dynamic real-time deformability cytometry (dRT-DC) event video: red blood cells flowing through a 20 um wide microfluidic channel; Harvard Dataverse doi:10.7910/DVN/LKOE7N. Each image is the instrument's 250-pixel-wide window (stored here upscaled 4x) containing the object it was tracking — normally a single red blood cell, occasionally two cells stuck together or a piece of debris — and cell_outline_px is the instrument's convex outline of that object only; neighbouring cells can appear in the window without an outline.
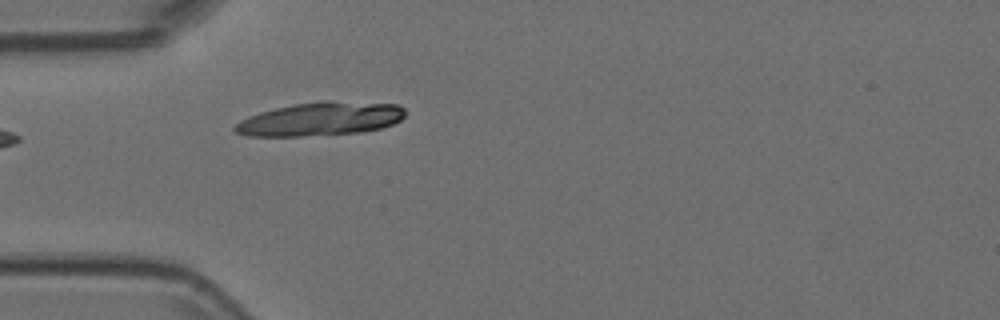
{"species": "Egyptian fruit bat (a non-hibernating species)", "species_latin": "Rousettus aegyptiacus", "temperature_condition": "room temperature", "stored_images_in_passage": 5, "camera_frame_rate_fps": 3000, "um_per_image_px": 0.085, "animal": {"sex": "female"}, "frame": {"image": 1, "passage_image": 1, "time_ms": 0.0, "image_size_px": [1000, 320], "cell_outline_px": [[404, 116], [400, 120], [392, 124], [380, 128], [360, 132], [300, 136], [252, 136], [236, 132], [232, 128], [240, 120], [248, 116], [260, 112], [292, 104], [324, 100], [332, 100], [396, 104], [404, 108]], "centroid_in_image_um": [27.23, 10.1], "position_along_channel_um": 57.8, "area_um2": 33.18}}
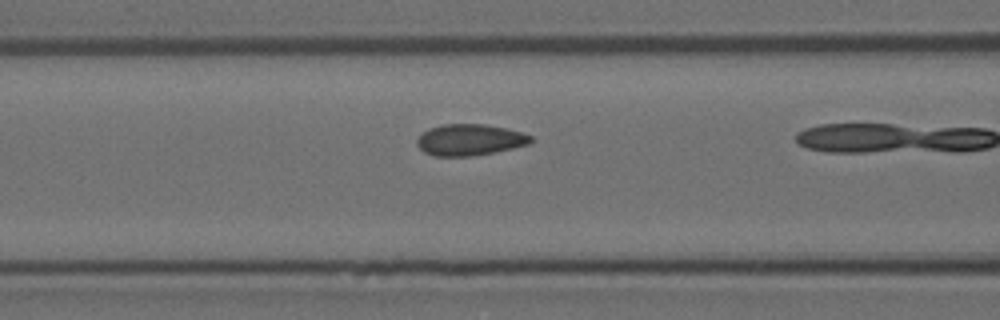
{"frame": {"image": 2, "passage_image": 4, "time_ms": 1.0, "image_size_px": [1000, 320], "cell_outline_px": [[536, 140], [532, 144], [492, 152], [468, 156], [436, 156], [424, 152], [416, 144], [416, 140], [428, 128], [440, 124], [484, 124], [508, 128], [532, 136]], "centroid_in_image_um": [39.96, 11.87], "position_along_channel_um": 126.6, "area_um2": 20.87}}